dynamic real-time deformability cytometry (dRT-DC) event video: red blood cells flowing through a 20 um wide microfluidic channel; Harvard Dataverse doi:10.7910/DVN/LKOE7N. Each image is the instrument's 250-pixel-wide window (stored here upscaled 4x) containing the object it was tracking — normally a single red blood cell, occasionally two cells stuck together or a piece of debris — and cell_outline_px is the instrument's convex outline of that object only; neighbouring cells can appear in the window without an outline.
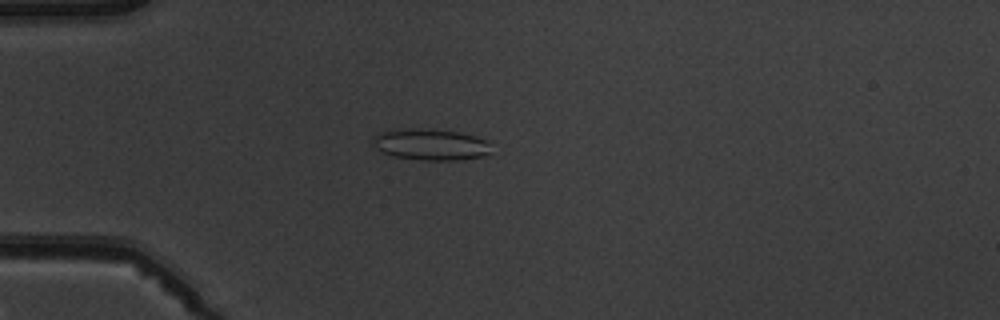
{"species": "common noctule bat (a hibernating species)", "species_latin": "Nyctalus noctula", "temperature_condition": "warm", "stored_images_in_passage": 3, "camera_frame_rate_fps": 3000, "um_per_image_px": 0.085, "animal": {"sex": "male", "body_mass_g": 19.5, "forearm_length_mm": 54.6}, "frame": {"image": 1, "passage_image": 3, "time_ms": 2.333, "image_size_px": [1000, 320], "cell_outline_px": [[488, 152], [484, 156], [460, 160], [424, 160], [396, 156], [384, 152], [376, 148], [372, 144], [372, 136], [380, 132], [412, 128], [420, 128], [460, 132], [476, 136], [484, 140], [488, 144]], "centroid_in_image_um": [36.57, 12.27], "position_along_channel_um": 48.4, "area_um2": 21.33}}